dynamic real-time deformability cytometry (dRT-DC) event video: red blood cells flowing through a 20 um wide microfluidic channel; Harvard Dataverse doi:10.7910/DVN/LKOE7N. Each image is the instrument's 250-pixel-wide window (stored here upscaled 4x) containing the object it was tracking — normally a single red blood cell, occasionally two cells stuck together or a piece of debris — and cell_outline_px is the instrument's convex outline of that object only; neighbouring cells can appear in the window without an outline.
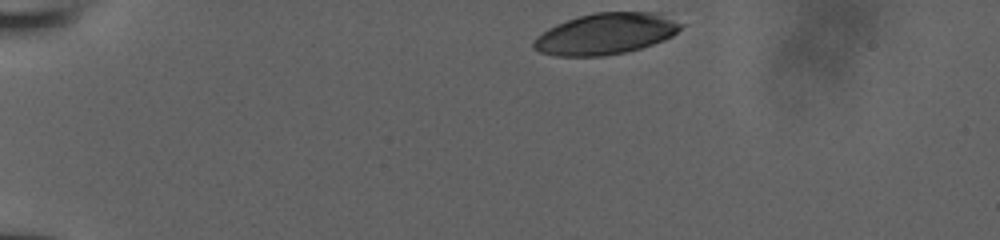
{"species": "human", "species_latin": "Homo sapiens", "temperature_condition": "room temperature", "stored_images_in_passage": 35, "camera_frame_rate_fps": 3000, "um_per_image_px": 0.085, "donor": {"sex": "male"}, "frame": {"image": 1, "passage_image": 1, "time_ms": 0.0, "image_size_px": [1000, 240], "cell_outline_px": [[684, 24], [672, 36], [664, 40], [640, 48], [624, 52], [600, 56], [556, 56], [540, 52], [532, 48], [532, 44], [536, 36], [548, 28], [556, 24], [580, 16], [596, 12], [664, 12]], "centroid_in_image_um": [51.51, 2.86], "position_along_channel_um": 33.5, "area_um2": 35.49}}
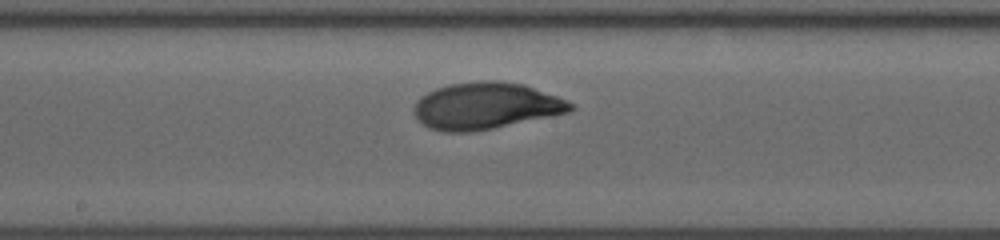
{"frame": {"image": 2, "passage_image": 20, "time_ms": 6.333, "image_size_px": [1000, 240], "cell_outline_px": [[576, 108], [568, 112], [492, 128], [468, 132], [444, 132], [428, 128], [416, 116], [416, 100], [420, 96], [436, 88], [448, 84], [480, 80], [496, 80], [524, 84], [568, 100]], "centroid_in_image_um": [41.29, 8.98], "position_along_channel_um": 206.9, "area_um2": 42.31}}
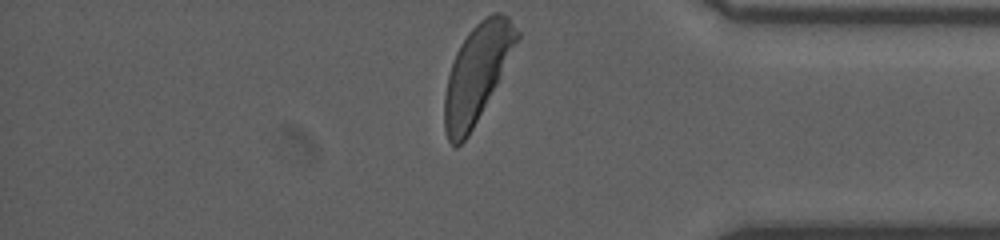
{"frame": {"image": 3, "passage_image": 35, "time_ms": 11.333, "image_size_px": [1000, 240], "cell_outline_px": [[520, 36], [496, 84], [468, 136], [456, 148], [448, 140], [444, 128], [444, 96], [448, 76], [456, 52], [460, 44], [468, 32], [480, 20], [492, 12], [504, 12], [508, 16], [520, 32]], "centroid_in_image_um": [40.52, 6.19], "position_along_channel_um": 394.7, "area_um2": 40.23}}